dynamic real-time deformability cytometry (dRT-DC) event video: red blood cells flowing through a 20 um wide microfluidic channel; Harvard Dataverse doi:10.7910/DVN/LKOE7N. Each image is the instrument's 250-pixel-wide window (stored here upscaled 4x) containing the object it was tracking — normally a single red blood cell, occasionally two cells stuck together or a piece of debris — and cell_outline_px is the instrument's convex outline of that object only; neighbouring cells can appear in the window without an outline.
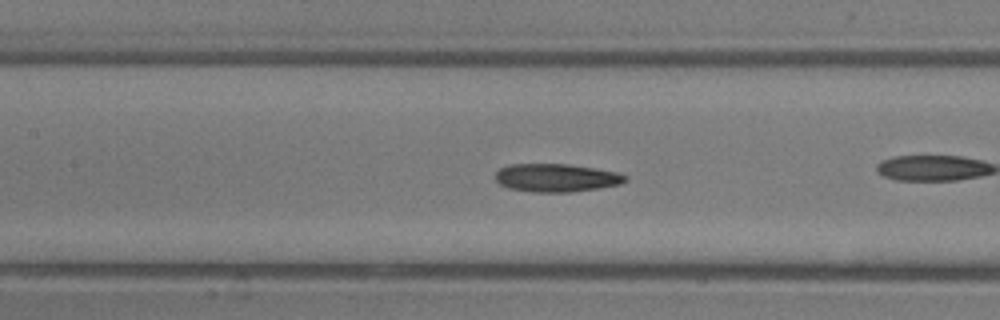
{"species": "common noctule bat (a hibernating species)", "species_latin": "Nyctalus noctula", "temperature_condition": "room temperature", "stored_images_in_passage": 48, "camera_frame_rate_fps": 3000, "um_per_image_px": 0.085, "animal": {"sex": "male", "body_mass_g": 13.3}, "frame": {"image": 1, "passage_image": 21, "time_ms": 6.667, "image_size_px": [1000, 320], "cell_outline_px": [[628, 180], [620, 184], [572, 192], [532, 192], [508, 188], [500, 184], [496, 180], [496, 172], [500, 168], [508, 164], [568, 164], [596, 168], [616, 172], [628, 176]], "centroid_in_image_um": [47.28, 15.11], "position_along_channel_um": 160.1, "area_um2": 21.33}, "authors_computed_cell_mechanics": {"area_um2": 21.0392, "velocity_mm_per_s": 4.35, "shape_relaxation_time_tau1_ms": 3.5868, "shape_relaxation_time_tau2_ms": 4.2079, "deformation_change_tau1": 0.1512, "deformation_change_tau2": 0.1316}}